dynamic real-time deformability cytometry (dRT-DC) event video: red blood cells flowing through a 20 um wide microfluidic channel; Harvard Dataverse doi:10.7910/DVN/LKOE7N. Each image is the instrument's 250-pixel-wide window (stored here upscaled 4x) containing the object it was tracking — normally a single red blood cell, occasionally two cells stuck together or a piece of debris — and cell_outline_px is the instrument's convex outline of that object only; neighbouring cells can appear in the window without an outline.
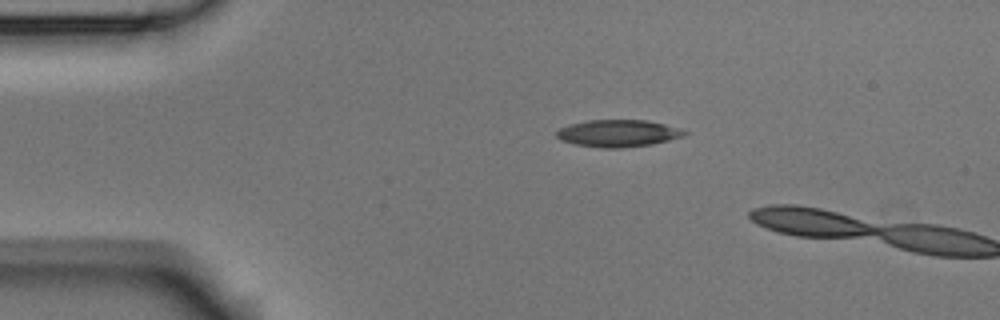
{"species": "Egyptian fruit bat (a non-hibernating species)", "species_latin": "Rousettus aegyptiacus", "temperature_condition": "room temperature", "stored_images_in_passage": 2, "camera_frame_rate_fps": 3000, "um_per_image_px": 0.085, "animal": {"sex": "male"}, "frame": {"image": 1, "passage_image": 1, "time_ms": 0.0, "image_size_px": [1000, 320], "cell_outline_px": [[688, 132], [684, 136], [652, 144], [624, 148], [600, 148], [576, 144], [560, 140], [556, 136], [556, 132], [560, 128], [568, 124], [588, 120], [648, 120], [680, 128]], "centroid_in_image_um": [52.53, 11.33], "position_along_channel_um": 32.5, "area_um2": 20.29}}